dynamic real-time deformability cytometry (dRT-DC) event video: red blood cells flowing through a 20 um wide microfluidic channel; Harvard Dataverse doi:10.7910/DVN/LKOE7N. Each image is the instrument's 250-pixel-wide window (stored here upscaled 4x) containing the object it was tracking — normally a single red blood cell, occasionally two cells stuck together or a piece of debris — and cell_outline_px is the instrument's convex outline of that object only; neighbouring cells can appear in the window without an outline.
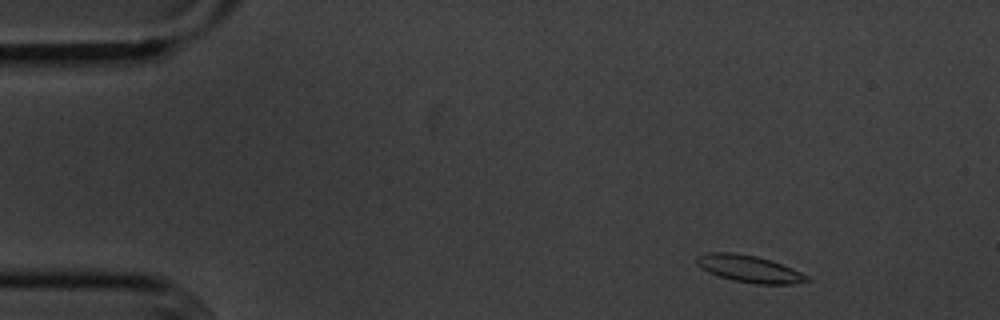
{"species": "common noctule bat (a hibernating species)", "species_latin": "Nyctalus noctula", "temperature_condition": "cold", "stored_images_in_passage": 52, "camera_frame_rate_fps": 3000, "um_per_image_px": 0.085, "animal": {"sex": "male", "body_mass_g": 20.1, "forearm_length_mm": 53.5}, "frame": {"image": 1, "passage_image": 3, "time_ms": 0.667, "image_size_px": [1000, 320], "cell_outline_px": [[812, 280], [792, 284], [756, 284], [732, 280], [708, 272], [700, 268], [696, 264], [696, 256], [708, 252], [732, 252], [756, 256], [772, 260], [792, 268], [808, 276]], "centroid_in_image_um": [63.67, 22.84], "position_along_channel_um": 21.3, "area_um2": 17.46}}
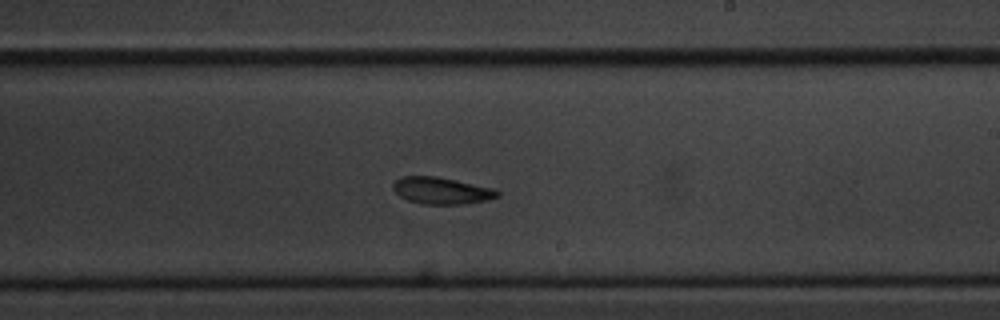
{"frame": {"image": 2, "passage_image": 29, "time_ms": 9.333, "image_size_px": [1000, 320], "cell_outline_px": [[500, 196], [484, 200], [460, 204], [420, 204], [408, 200], [400, 196], [392, 188], [392, 184], [400, 176], [436, 176], [456, 180], [492, 188], [500, 192]], "centroid_in_image_um": [37.48, 16.2], "position_along_channel_um": 251.5, "area_um2": 16.18}}
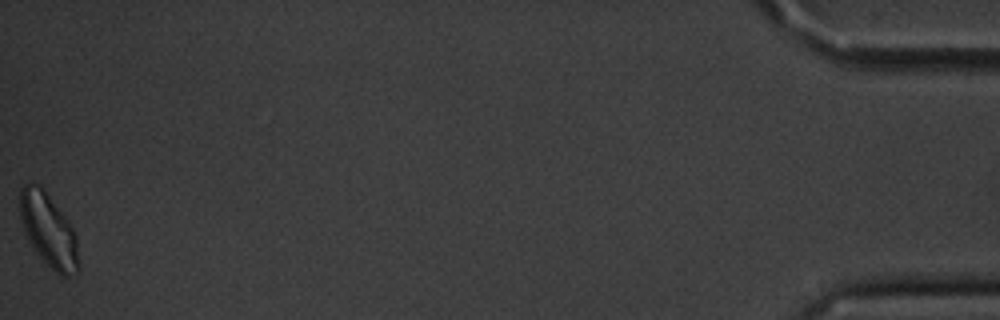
{"frame": {"image": 3, "passage_image": 52, "time_ms": 17.0, "image_size_px": [1000, 320], "cell_outline_px": [[80, 272], [72, 276], [60, 276], [36, 252], [28, 240], [20, 216], [20, 188], [28, 180], [32, 180], [40, 184], [44, 188], [68, 220], [76, 236], [80, 264]], "centroid_in_image_um": [4.14, 19.54], "position_along_channel_um": 431.1, "area_um2": 25.43}, "authors_computed_cell_mechanics": {"area_um2": 17.1955, "velocity_mm_per_s": 3.5891, "shape_relaxation_time_tau1_ms": 4.4007, "shape_relaxation_time_tau2_ms": null, "deformation_change_tau1": 0.1075, "deformation_change_tau2": null}}